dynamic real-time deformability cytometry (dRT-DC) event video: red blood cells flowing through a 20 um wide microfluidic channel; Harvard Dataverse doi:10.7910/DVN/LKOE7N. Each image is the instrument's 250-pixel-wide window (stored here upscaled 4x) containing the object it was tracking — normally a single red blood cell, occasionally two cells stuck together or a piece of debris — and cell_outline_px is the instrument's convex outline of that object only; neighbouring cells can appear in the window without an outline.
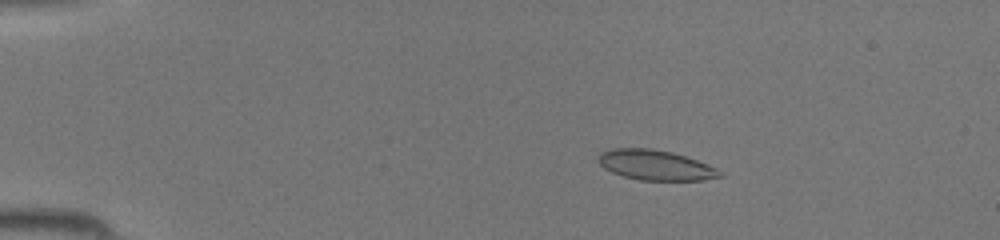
{"species": "common noctule bat (a hibernating species)", "species_latin": "Nyctalus noctula", "temperature_condition": "room temperature", "stored_images_in_passage": 39, "camera_frame_rate_fps": 3000, "um_per_image_px": 0.085, "animal": {"sex": "female", "body_mass_g": 19.5, "forearm_length_mm": 54.1}, "frame": {"image": 1, "passage_image": 3, "time_ms": 0.667, "image_size_px": [1000, 240], "cell_outline_px": [[724, 176], [704, 180], [640, 180], [624, 176], [612, 172], [604, 168], [600, 164], [596, 156], [600, 152], [608, 148], [652, 148], [672, 152], [696, 160], [716, 168], [724, 172]], "centroid_in_image_um": [55.69, 14.02], "position_along_channel_um": 29.3, "area_um2": 21.44}}
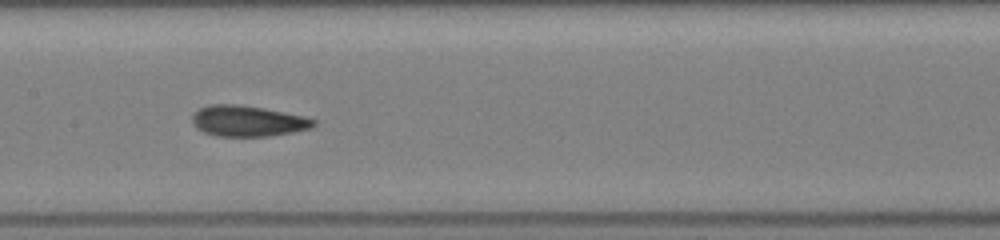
{"frame": {"image": 2, "passage_image": 18, "time_ms": 5.667, "image_size_px": [1000, 240], "cell_outline_px": [[316, 124], [312, 128], [292, 132], [268, 136], [216, 136], [204, 132], [196, 128], [192, 124], [192, 116], [200, 108], [208, 104], [236, 104], [264, 108], [304, 116], [316, 120]], "centroid_in_image_um": [21.05, 10.28], "position_along_channel_um": 186.3, "area_um2": 21.85}}
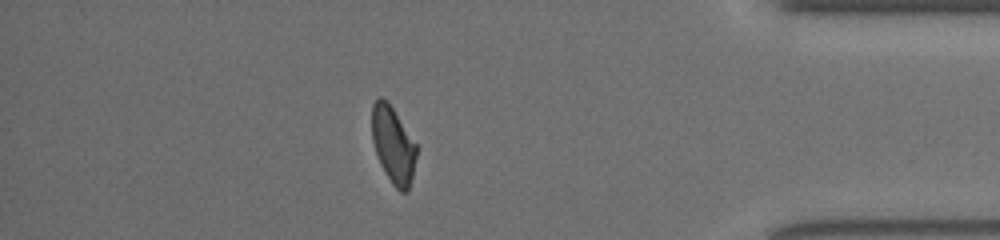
{"frame": {"image": 3, "passage_image": 34, "time_ms": 11.0, "image_size_px": [1000, 240], "cell_outline_px": [[416, 156], [412, 176], [408, 192], [400, 192], [392, 184], [380, 164], [372, 140], [372, 104], [380, 96], [388, 100], [416, 144]], "centroid_in_image_um": [33.4, 12.3], "position_along_channel_um": 401.8, "area_um2": 19.83}}